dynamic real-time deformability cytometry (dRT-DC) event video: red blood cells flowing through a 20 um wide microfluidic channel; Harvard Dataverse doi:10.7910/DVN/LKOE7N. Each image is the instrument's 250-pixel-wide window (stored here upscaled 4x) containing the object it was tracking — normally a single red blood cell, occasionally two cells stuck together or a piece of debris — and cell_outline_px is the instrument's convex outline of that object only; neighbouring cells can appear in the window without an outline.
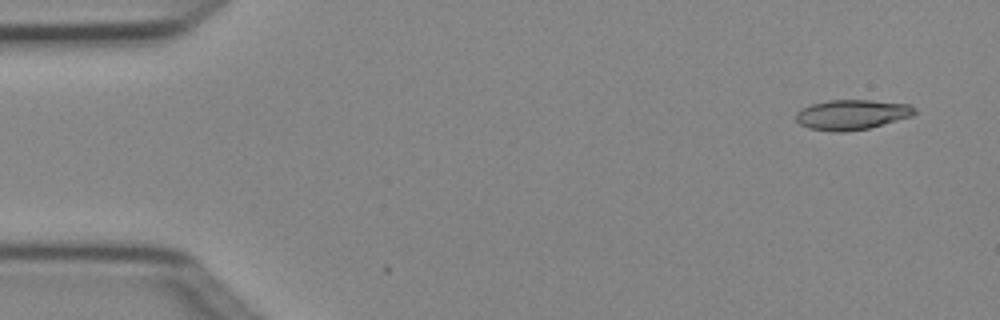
{"species": "Egyptian fruit bat (a non-hibernating species)", "species_latin": "Rousettus aegyptiacus", "temperature_condition": "cold", "stored_images_in_passage": 4, "camera_frame_rate_fps": 3000, "um_per_image_px": 0.085, "animal": {"sex": "female"}, "frame": {"image": 1, "passage_image": 1, "time_ms": 0.0, "image_size_px": [1000, 320], "cell_outline_px": [[916, 112], [912, 116], [868, 128], [844, 132], [836, 132], [808, 128], [800, 124], [796, 120], [796, 112], [812, 104], [828, 100], [872, 100], [908, 104], [916, 108]], "centroid_in_image_um": [72.41, 9.74], "position_along_channel_um": 12.6, "area_um2": 20.63}}
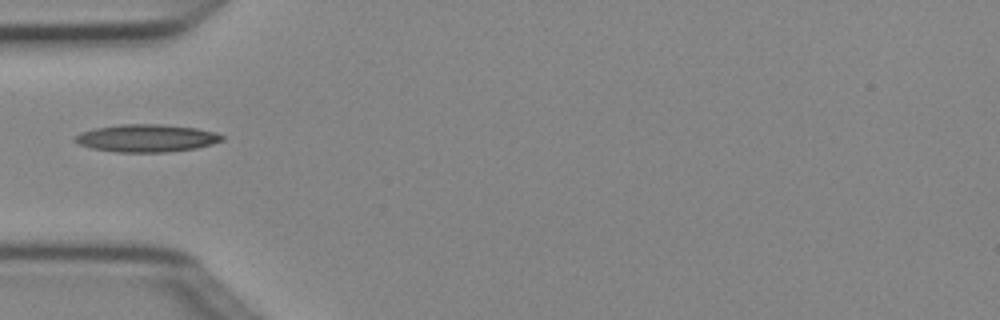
{"frame": {"image": 2, "passage_image": 4, "time_ms": 1.0, "image_size_px": [1000, 320], "cell_outline_px": [[224, 140], [212, 144], [196, 148], [168, 152], [116, 152], [92, 148], [80, 144], [72, 140], [80, 132], [96, 128], [120, 124], [160, 124], [196, 128], [212, 132], [224, 136]], "centroid_in_image_um": [12.45, 11.74], "position_along_channel_um": 72.6, "area_um2": 23.52}}